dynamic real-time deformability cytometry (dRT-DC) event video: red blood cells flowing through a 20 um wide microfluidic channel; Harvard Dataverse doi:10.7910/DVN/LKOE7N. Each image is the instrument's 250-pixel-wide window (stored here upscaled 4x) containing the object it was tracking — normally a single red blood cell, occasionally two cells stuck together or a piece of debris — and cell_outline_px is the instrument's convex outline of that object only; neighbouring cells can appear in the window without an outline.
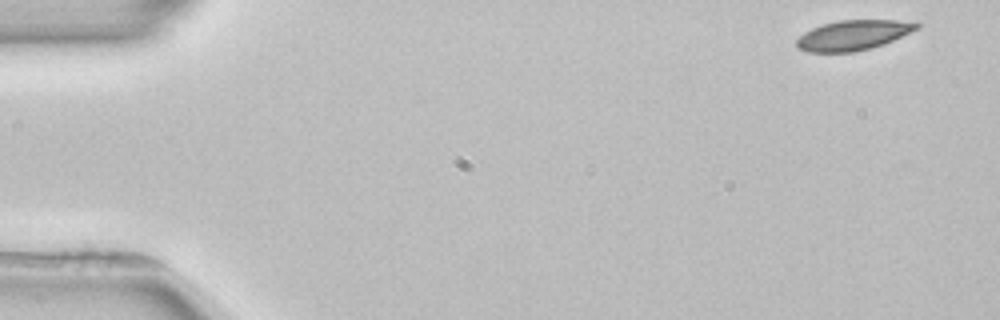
{"species": "common noctule bat (a hibernating species)", "species_latin": "Nyctalus noctula", "temperature_condition": "room temperature", "stored_images_in_passage": 3, "camera_frame_rate_fps": 3000, "um_per_image_px": 0.085, "animal": {"sex": "female", "body_mass_g": 22.7, "forearm_length_mm": 54.2}, "frame": {"image": 1, "passage_image": 1, "time_ms": 0.0, "image_size_px": [1000, 320], "cell_outline_px": [[920, 28], [884, 44], [872, 48], [852, 52], [808, 52], [800, 48], [796, 44], [796, 40], [804, 32], [812, 28], [824, 24], [840, 20], [916, 20], [920, 24]], "centroid_in_image_um": [72.59, 2.98], "position_along_channel_um": 12.4, "area_um2": 21.1}}
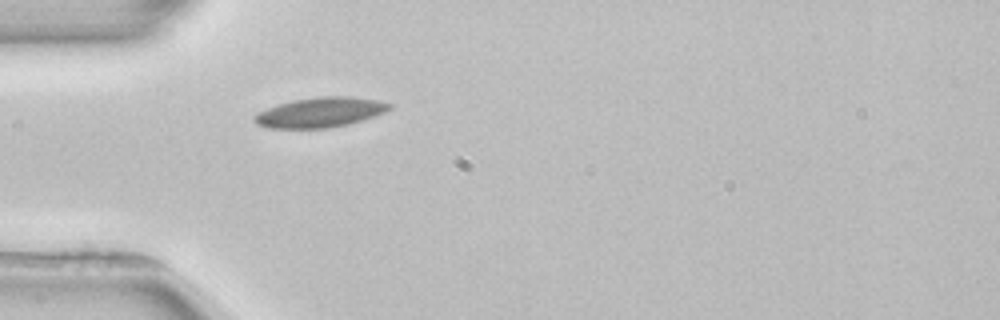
{"frame": {"image": 2, "passage_image": 3, "time_ms": 4.333, "image_size_px": [1000, 320], "cell_outline_px": [[392, 108], [376, 116], [348, 124], [328, 128], [268, 128], [256, 124], [252, 120], [252, 116], [268, 108], [292, 100], [316, 96], [352, 96], [380, 100], [392, 104]], "centroid_in_image_um": [27.24, 9.54], "position_along_channel_um": 57.8, "area_um2": 23.76}}